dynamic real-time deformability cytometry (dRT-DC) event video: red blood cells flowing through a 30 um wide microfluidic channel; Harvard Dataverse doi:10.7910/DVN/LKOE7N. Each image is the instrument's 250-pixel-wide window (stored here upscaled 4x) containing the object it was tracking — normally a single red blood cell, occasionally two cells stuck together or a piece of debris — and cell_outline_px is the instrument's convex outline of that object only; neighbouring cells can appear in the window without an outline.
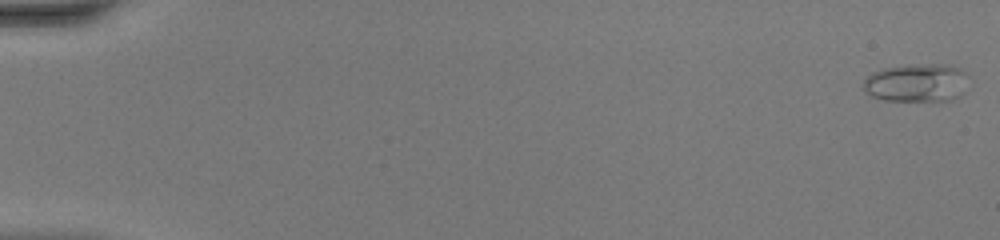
{"species": "common noctule bat (a hibernating species)", "species_latin": "Nyctalus noctula", "temperature_condition": "warm", "stored_images_in_passage": 48, "camera_frame_rate_fps": 3000, "um_per_image_px": 0.085, "animal": {"sex": "female", "body_mass_g": 20.0, "forearm_length_mm": 54.0}, "frame": {"image": 1, "passage_image": 1, "time_ms": 0.0, "image_size_px": [1000, 240], "cell_outline_px": [[964, 92], [960, 96], [952, 100], [884, 100], [872, 96], [864, 92], [864, 80], [872, 72], [884, 68], [912, 64], [944, 64], [960, 68], [964, 72]], "centroid_in_image_um": [77.88, 7.03], "position_along_channel_um": 7.1, "area_um2": 23.18}}
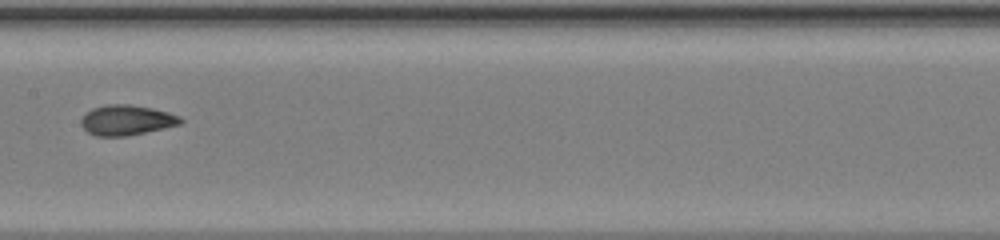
{"frame": {"image": 2, "passage_image": 26, "time_ms": 8.333, "image_size_px": [1000, 240], "cell_outline_px": [[184, 120], [180, 124], [164, 128], [128, 136], [96, 136], [88, 132], [80, 124], [80, 120], [92, 108], [108, 104], [128, 104], [152, 108], [168, 112], [180, 116]], "centroid_in_image_um": [10.77, 10.21], "position_along_channel_um": 196.6, "area_um2": 17.46}}
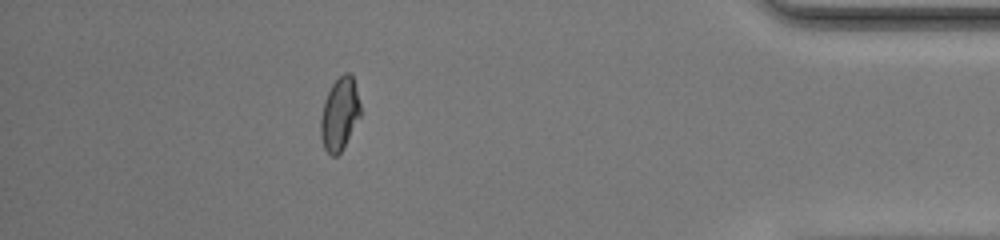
{"frame": {"image": 3, "passage_image": 43, "time_ms": 14.0, "image_size_px": [1000, 240], "cell_outline_px": [[360, 116], [340, 152], [336, 156], [332, 156], [324, 148], [320, 136], [320, 116], [324, 100], [332, 84], [344, 72], [348, 72], [352, 76], [360, 104]], "centroid_in_image_um": [28.83, 9.69], "position_along_channel_um": 406.4, "area_um2": 16.59}, "authors_computed_cell_mechanics": {"area_um2": 17.1666, "velocity_mm_per_s": 4.4306, "shape_relaxation_time_tau1_ms": null, "shape_relaxation_time_tau2_ms": 0.9887, "deformation_change_tau1": null, "deformation_change_tau2": 0.0622}}